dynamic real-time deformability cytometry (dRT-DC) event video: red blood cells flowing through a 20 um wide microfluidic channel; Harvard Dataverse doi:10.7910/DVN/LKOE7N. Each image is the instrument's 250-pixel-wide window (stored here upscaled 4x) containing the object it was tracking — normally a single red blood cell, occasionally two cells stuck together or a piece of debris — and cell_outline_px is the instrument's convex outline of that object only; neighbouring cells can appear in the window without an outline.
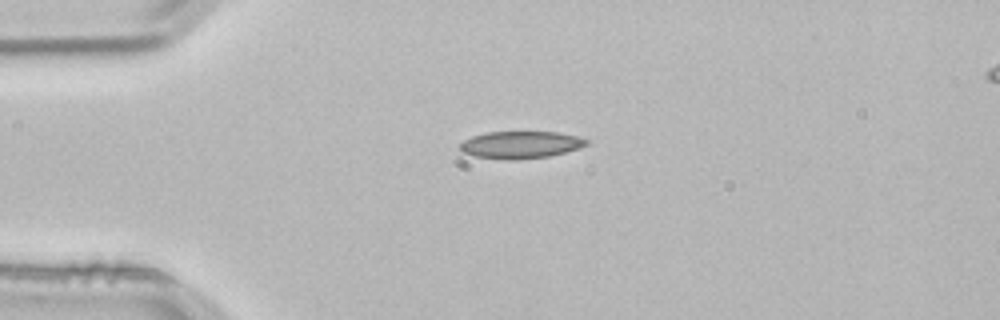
{"species": "common noctule bat (a hibernating species)", "species_latin": "Nyctalus noctula", "temperature_condition": "room temperature", "stored_images_in_passage": 2, "camera_frame_rate_fps": 3000, "um_per_image_px": 0.085, "animal": {"sex": "male", "body_mass_g": 21.5, "forearm_length_mm": 52.0}, "frame": {"image": 1, "passage_image": 1, "time_ms": 0.0, "image_size_px": [1000, 320], "cell_outline_px": [[588, 144], [580, 148], [548, 156], [516, 160], [508, 160], [476, 156], [460, 152], [460, 144], [464, 140], [472, 136], [488, 132], [556, 132], [576, 136], [588, 140]], "centroid_in_image_um": [44.23, 12.31], "position_along_channel_um": 40.8, "area_um2": 19.94}}